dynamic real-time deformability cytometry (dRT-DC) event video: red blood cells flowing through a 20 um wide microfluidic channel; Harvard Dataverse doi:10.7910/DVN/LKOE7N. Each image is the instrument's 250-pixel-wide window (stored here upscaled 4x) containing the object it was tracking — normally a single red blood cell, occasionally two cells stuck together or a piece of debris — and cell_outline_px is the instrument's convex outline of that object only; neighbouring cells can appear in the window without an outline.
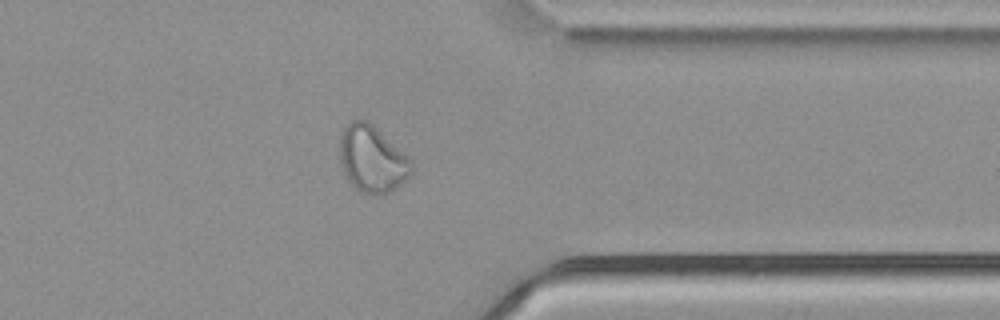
{"species": "common noctule bat (a hibernating species)", "species_latin": "Nyctalus noctula", "temperature_condition": "cold", "stored_images_in_passage": 40, "camera_frame_rate_fps": 3000, "um_per_image_px": 0.085, "animal": {"sex": "male", "body_mass_g": 21.5, "forearm_length_mm": 52.0}, "frame": {"image": 1, "passage_image": 29, "time_ms": 9.333, "image_size_px": [1000, 320], "cell_outline_px": [[412, 172], [396, 188], [380, 196], [376, 196], [360, 192], [344, 176], [340, 160], [340, 132], [344, 124], [352, 120], [368, 120], [412, 160]], "centroid_in_image_um": [31.6, 13.51], "position_along_channel_um": 379.8, "area_um2": 28.09}}